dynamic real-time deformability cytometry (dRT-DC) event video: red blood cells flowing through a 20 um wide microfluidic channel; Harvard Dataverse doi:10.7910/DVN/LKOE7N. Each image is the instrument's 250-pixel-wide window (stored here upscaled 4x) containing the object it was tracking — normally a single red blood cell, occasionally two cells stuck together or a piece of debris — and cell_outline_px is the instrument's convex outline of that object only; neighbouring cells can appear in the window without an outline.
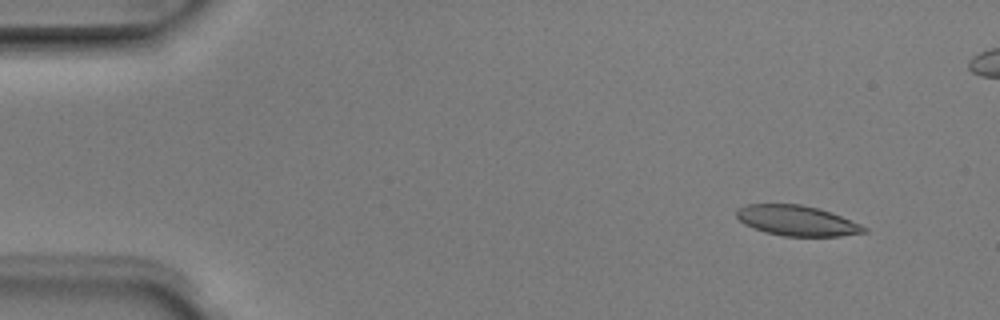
{"species": "Egyptian fruit bat (a non-hibernating species)", "species_latin": "Rousettus aegyptiacus", "temperature_condition": "room temperature", "stored_images_in_passage": 5, "camera_frame_rate_fps": 3000, "um_per_image_px": 0.085, "animal": {"sex": "male"}, "frame": {"image": 1, "passage_image": 1, "time_ms": 0.0, "image_size_px": [1000, 320], "cell_outline_px": [[868, 232], [840, 236], [784, 236], [764, 232], [744, 224], [736, 216], [736, 208], [748, 204], [800, 204], [820, 208], [832, 212], [860, 224], [868, 228]], "centroid_in_image_um": [67.74, 18.75], "position_along_channel_um": 17.3, "area_um2": 22.66}}